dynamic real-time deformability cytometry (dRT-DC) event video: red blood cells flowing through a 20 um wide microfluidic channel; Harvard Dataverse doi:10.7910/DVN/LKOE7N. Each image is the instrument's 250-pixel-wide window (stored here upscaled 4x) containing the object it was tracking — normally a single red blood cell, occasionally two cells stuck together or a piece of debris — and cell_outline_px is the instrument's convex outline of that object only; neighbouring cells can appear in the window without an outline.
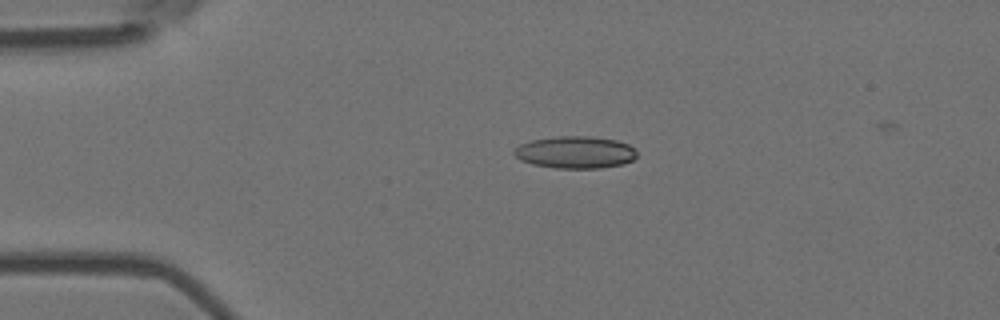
{"species": "Egyptian fruit bat (a non-hibernating species)", "species_latin": "Rousettus aegyptiacus", "temperature_condition": "room temperature", "stored_images_in_passage": 5, "camera_frame_rate_fps": 3000, "um_per_image_px": 0.085, "animal": {"sex": "female"}, "frame": {"image": 1, "passage_image": 3, "time_ms": 0.667, "image_size_px": [1000, 320], "cell_outline_px": [[636, 156], [632, 160], [624, 164], [600, 168], [556, 168], [532, 164], [520, 160], [512, 152], [520, 144], [532, 140], [556, 136], [592, 136], [616, 140], [628, 144], [636, 148]], "centroid_in_image_um": [48.91, 12.94], "position_along_channel_um": 36.1, "area_um2": 23.12}}